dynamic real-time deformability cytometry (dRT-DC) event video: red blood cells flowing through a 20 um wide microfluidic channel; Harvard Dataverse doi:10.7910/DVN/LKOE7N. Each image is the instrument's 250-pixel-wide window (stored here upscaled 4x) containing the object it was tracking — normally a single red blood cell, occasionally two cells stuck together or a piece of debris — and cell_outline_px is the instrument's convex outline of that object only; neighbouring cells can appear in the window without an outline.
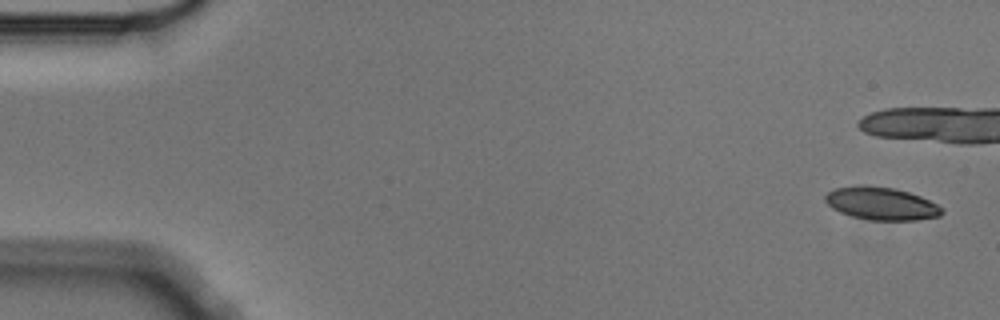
{"species": "Egyptian fruit bat (a non-hibernating species)", "species_latin": "Rousettus aegyptiacus", "temperature_condition": "cold", "stored_images_in_passage": 7, "camera_frame_rate_fps": 3000, "um_per_image_px": 0.085, "animal": {"sex": "male"}, "frame": {"image": 1, "passage_image": 1, "time_ms": 0.0, "image_size_px": [1000, 320], "cell_outline_px": [[944, 212], [940, 216], [916, 220], [868, 220], [852, 216], [840, 212], [832, 208], [824, 200], [824, 196], [828, 192], [836, 188], [864, 184], [896, 188], [920, 196], [944, 208]], "centroid_in_image_um": [74.91, 17.29], "position_along_channel_um": 10.1, "area_um2": 22.43}}